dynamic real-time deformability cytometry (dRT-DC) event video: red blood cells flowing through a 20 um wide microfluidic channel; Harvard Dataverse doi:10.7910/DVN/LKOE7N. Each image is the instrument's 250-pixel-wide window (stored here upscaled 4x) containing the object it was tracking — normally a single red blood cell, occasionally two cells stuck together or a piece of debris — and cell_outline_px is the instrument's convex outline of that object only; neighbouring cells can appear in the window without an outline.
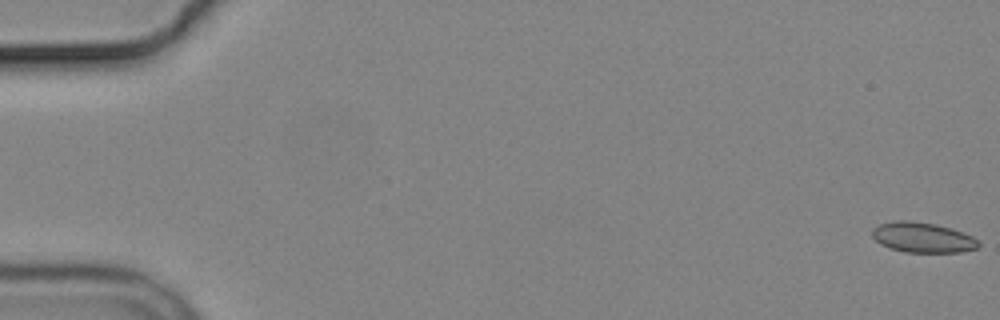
{"species": "common noctule bat (a hibernating species)", "species_latin": "Nyctalus noctula", "temperature_condition": "cold", "stored_images_in_passage": 7, "camera_frame_rate_fps": 3000, "um_per_image_px": 0.085, "animal": {"sex": "male", "body_mass_g": 19.2, "forearm_length_mm": 51.8}, "frame": {"image": 1, "passage_image": 1, "time_ms": 0.0, "image_size_px": [1000, 320], "cell_outline_px": [[980, 244], [976, 248], [960, 252], [904, 252], [880, 244], [872, 236], [872, 228], [880, 224], [896, 220], [908, 220], [936, 224], [952, 228], [972, 236]], "centroid_in_image_um": [78.4, 20.17], "position_along_channel_um": 6.6, "area_um2": 18.61}}
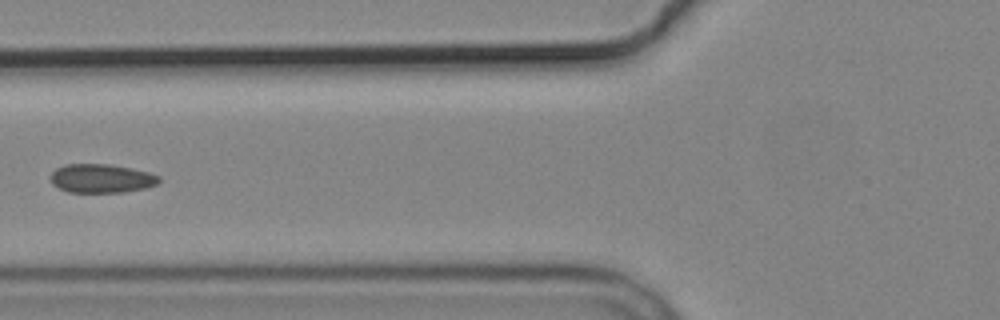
{"frame": {"image": 2, "passage_image": 6, "time_ms": 7.333, "image_size_px": [1000, 320], "cell_outline_px": [[160, 180], [156, 184], [144, 188], [124, 192], [68, 192], [52, 184], [52, 172], [56, 168], [64, 164], [108, 164], [132, 168], [148, 172], [160, 176]], "centroid_in_image_um": [8.62, 15.16], "position_along_channel_um": 117.2, "area_um2": 18.09}}
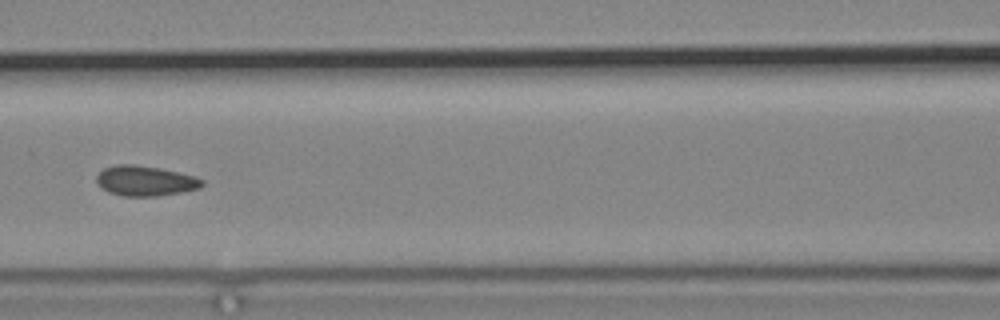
{"frame": {"image": 3, "passage_image": 7, "time_ms": 8.333, "image_size_px": [1000, 320], "cell_outline_px": [[204, 184], [200, 188], [184, 192], [156, 196], [124, 196], [108, 192], [100, 188], [96, 184], [96, 176], [104, 168], [116, 164], [132, 164], [160, 168], [196, 176], [204, 180]], "centroid_in_image_um": [12.34, 15.37], "position_along_channel_um": 154.3, "area_um2": 18.79}}